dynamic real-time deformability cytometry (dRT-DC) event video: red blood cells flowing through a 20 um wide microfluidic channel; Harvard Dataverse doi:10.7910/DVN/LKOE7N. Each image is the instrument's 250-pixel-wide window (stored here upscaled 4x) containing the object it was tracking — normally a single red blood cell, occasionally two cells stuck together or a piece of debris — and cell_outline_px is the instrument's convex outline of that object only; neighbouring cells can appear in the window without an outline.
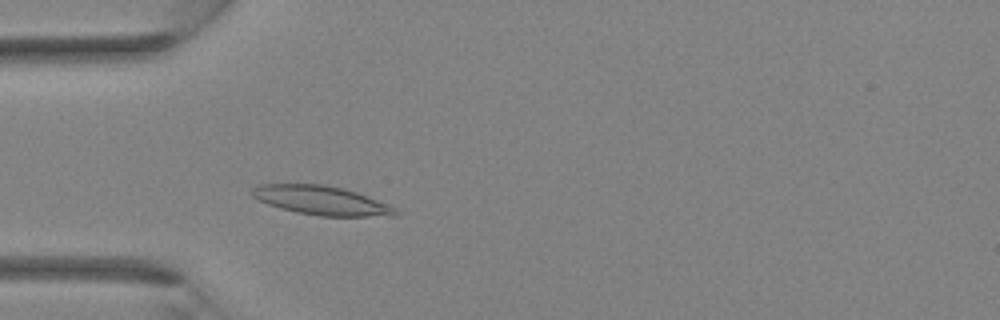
{"species": "Egyptian fruit bat (a non-hibernating species)", "species_latin": "Rousettus aegyptiacus", "temperature_condition": "room temperature", "stored_images_in_passage": 32, "camera_frame_rate_fps": 3000, "um_per_image_px": 0.085, "animal": {"sex": "female"}, "frame": {"image": 1, "passage_image": 7, "time_ms": 2.0, "image_size_px": [1000, 320], "cell_outline_px": [[400, 212], [392, 216], [320, 216], [296, 212], [280, 208], [256, 200], [248, 192], [252, 188], [260, 184], [324, 184], [344, 188], [368, 196], [388, 204], [396, 208]], "centroid_in_image_um": [27.29, 17.03], "position_along_channel_um": 57.7, "area_um2": 24.45}}
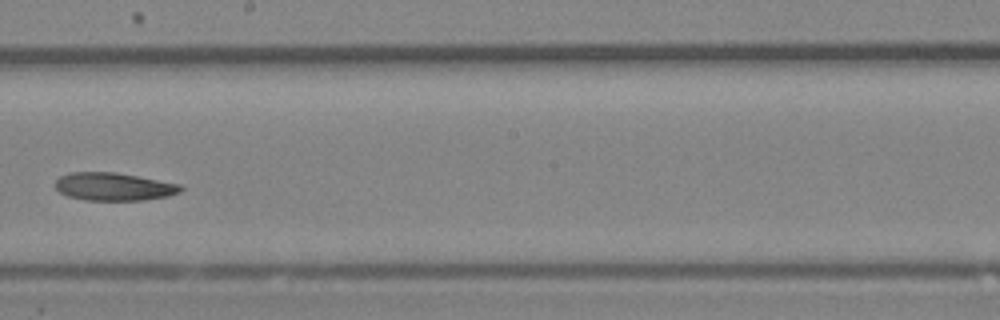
{"frame": {"image": 2, "passage_image": 17, "time_ms": 5.333, "image_size_px": [1000, 320], "cell_outline_px": [[184, 188], [180, 192], [168, 196], [144, 200], [84, 200], [68, 196], [60, 192], [56, 188], [56, 180], [60, 176], [68, 172], [116, 172], [180, 184]], "centroid_in_image_um": [9.67, 15.86], "position_along_channel_um": 238.5, "area_um2": 20.4}}
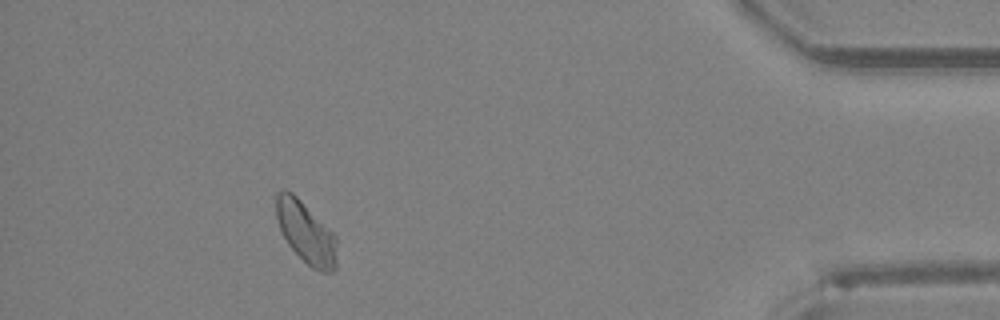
{"frame": {"image": 3, "passage_image": 29, "time_ms": 9.333, "image_size_px": [1000, 320], "cell_outline_px": [[336, 268], [332, 272], [320, 272], [312, 268], [288, 244], [280, 228], [276, 216], [276, 192], [284, 188], [292, 192], [336, 236]], "centroid_in_image_um": [26.0, 19.76], "position_along_channel_um": 409.2, "area_um2": 21.44}}